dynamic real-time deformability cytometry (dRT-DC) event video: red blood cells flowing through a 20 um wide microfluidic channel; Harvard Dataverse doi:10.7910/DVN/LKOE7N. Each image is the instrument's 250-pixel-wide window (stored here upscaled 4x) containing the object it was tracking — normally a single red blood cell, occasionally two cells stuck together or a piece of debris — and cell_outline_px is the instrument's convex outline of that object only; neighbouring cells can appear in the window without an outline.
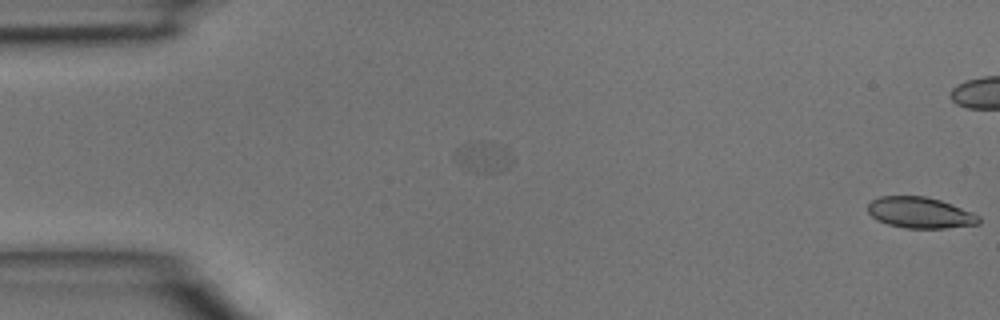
{"species": "common noctule bat (a hibernating species)", "species_latin": "Nyctalus noctula", "temperature_condition": "room temperature", "stored_images_in_passage": 5, "camera_frame_rate_fps": 3000, "um_per_image_px": 0.085, "animal": {"sex": "male", "body_mass_g": 15.6}, "frame": {"image": 1, "passage_image": 5, "time_ms": 1.333, "image_size_px": [1000, 320], "cell_outline_px": [[980, 224], [944, 228], [904, 228], [888, 224], [876, 220], [868, 212], [868, 204], [872, 200], [880, 196], [924, 196], [940, 200], [952, 204], [972, 212], [980, 216]], "centroid_in_image_um": [78.21, 18.08], "position_along_channel_um": 6.8, "area_um2": 20.11}}